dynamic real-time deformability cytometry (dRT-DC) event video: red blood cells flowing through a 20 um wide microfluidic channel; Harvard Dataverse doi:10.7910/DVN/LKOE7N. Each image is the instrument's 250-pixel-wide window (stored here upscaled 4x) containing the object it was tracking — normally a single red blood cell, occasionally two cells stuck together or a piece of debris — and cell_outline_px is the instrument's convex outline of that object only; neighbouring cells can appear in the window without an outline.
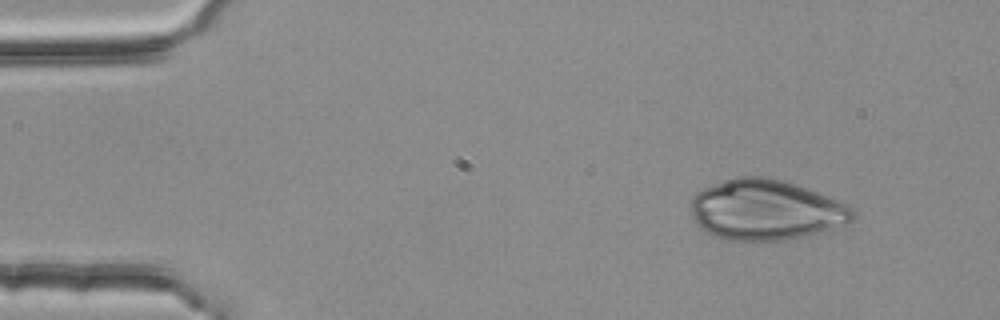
{"species": "common noctule bat (a hibernating species)", "species_latin": "Nyctalus noctula", "temperature_condition": "room temperature", "stored_images_in_passage": 5, "camera_frame_rate_fps": 3000, "um_per_image_px": 0.085, "animal": {"sex": "female", "body_mass_g": 25.1}, "frame": {"image": 1, "passage_image": 2, "time_ms": 0.333, "image_size_px": [1000, 320], "cell_outline_px": [[856, 216], [848, 224], [784, 240], [724, 240], [700, 228], [692, 216], [688, 208], [692, 196], [696, 192], [704, 188], [740, 176], [764, 176], [784, 180], [840, 200], [848, 204], [856, 212]], "centroid_in_image_um": [65.09, 17.83], "position_along_channel_um": 19.9, "area_um2": 56.99}}
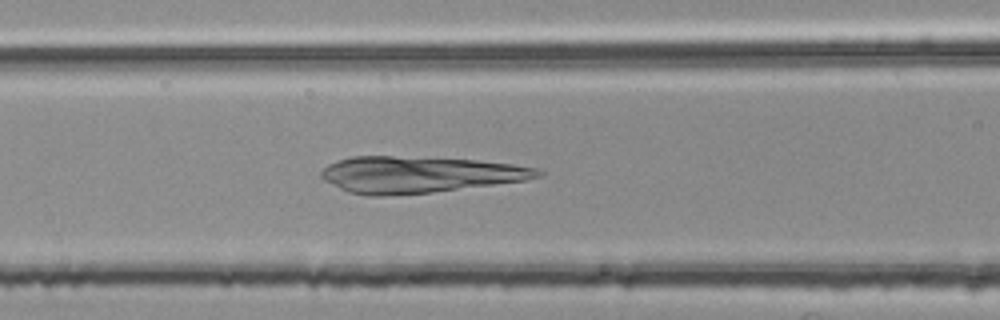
{"frame": {"image": 2, "passage_image": 5, "time_ms": 1.333, "image_size_px": [1000, 320], "cell_outline_px": [[544, 172], [540, 176], [524, 180], [432, 192], [388, 196], [368, 196], [348, 192], [324, 180], [320, 176], [320, 172], [328, 164], [336, 160], [352, 156], [392, 156], [476, 160], [512, 164], [536, 168]], "centroid_in_image_um": [35.56, 14.84], "position_along_channel_um": 131.0, "area_um2": 45.6}}